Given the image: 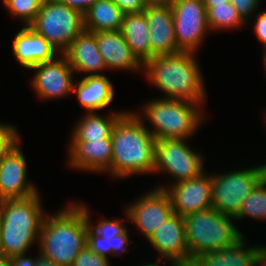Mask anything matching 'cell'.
Wrapping results in <instances>:
<instances>
[{
	"mask_svg": "<svg viewBox=\"0 0 266 266\" xmlns=\"http://www.w3.org/2000/svg\"><path fill=\"white\" fill-rule=\"evenodd\" d=\"M112 161L109 175L118 179L154 175L156 139L133 110L116 122L111 135Z\"/></svg>",
	"mask_w": 266,
	"mask_h": 266,
	"instance_id": "1",
	"label": "cell"
},
{
	"mask_svg": "<svg viewBox=\"0 0 266 266\" xmlns=\"http://www.w3.org/2000/svg\"><path fill=\"white\" fill-rule=\"evenodd\" d=\"M200 69L196 53L178 52L151 58L143 65V75L163 92L161 98L205 105L208 95Z\"/></svg>",
	"mask_w": 266,
	"mask_h": 266,
	"instance_id": "2",
	"label": "cell"
},
{
	"mask_svg": "<svg viewBox=\"0 0 266 266\" xmlns=\"http://www.w3.org/2000/svg\"><path fill=\"white\" fill-rule=\"evenodd\" d=\"M64 207V208H63ZM56 213H46L39 234V254L59 266H72L86 247L89 221L77 201L68 202Z\"/></svg>",
	"mask_w": 266,
	"mask_h": 266,
	"instance_id": "3",
	"label": "cell"
},
{
	"mask_svg": "<svg viewBox=\"0 0 266 266\" xmlns=\"http://www.w3.org/2000/svg\"><path fill=\"white\" fill-rule=\"evenodd\" d=\"M39 193L26 198L0 200V254L12 258L28 254L38 245L44 210Z\"/></svg>",
	"mask_w": 266,
	"mask_h": 266,
	"instance_id": "4",
	"label": "cell"
},
{
	"mask_svg": "<svg viewBox=\"0 0 266 266\" xmlns=\"http://www.w3.org/2000/svg\"><path fill=\"white\" fill-rule=\"evenodd\" d=\"M146 101L140 106L141 111L134 113L144 124L149 121L150 128L149 125L146 127L155 139L189 140L206 121L204 105L161 97Z\"/></svg>",
	"mask_w": 266,
	"mask_h": 266,
	"instance_id": "5",
	"label": "cell"
},
{
	"mask_svg": "<svg viewBox=\"0 0 266 266\" xmlns=\"http://www.w3.org/2000/svg\"><path fill=\"white\" fill-rule=\"evenodd\" d=\"M184 218L190 265L205 252L234 245L245 234L234 224L235 218L221 214L213 207L191 213Z\"/></svg>",
	"mask_w": 266,
	"mask_h": 266,
	"instance_id": "6",
	"label": "cell"
},
{
	"mask_svg": "<svg viewBox=\"0 0 266 266\" xmlns=\"http://www.w3.org/2000/svg\"><path fill=\"white\" fill-rule=\"evenodd\" d=\"M29 27L63 54L85 30L84 14L57 0H48L41 5Z\"/></svg>",
	"mask_w": 266,
	"mask_h": 266,
	"instance_id": "7",
	"label": "cell"
},
{
	"mask_svg": "<svg viewBox=\"0 0 266 266\" xmlns=\"http://www.w3.org/2000/svg\"><path fill=\"white\" fill-rule=\"evenodd\" d=\"M266 176V163L236 170L212 173V207L235 218L241 204Z\"/></svg>",
	"mask_w": 266,
	"mask_h": 266,
	"instance_id": "8",
	"label": "cell"
},
{
	"mask_svg": "<svg viewBox=\"0 0 266 266\" xmlns=\"http://www.w3.org/2000/svg\"><path fill=\"white\" fill-rule=\"evenodd\" d=\"M188 139H156L154 174H168L175 181L198 177L205 169L204 154L191 149Z\"/></svg>",
	"mask_w": 266,
	"mask_h": 266,
	"instance_id": "9",
	"label": "cell"
},
{
	"mask_svg": "<svg viewBox=\"0 0 266 266\" xmlns=\"http://www.w3.org/2000/svg\"><path fill=\"white\" fill-rule=\"evenodd\" d=\"M171 8L178 49L197 54L210 32L203 0H174Z\"/></svg>",
	"mask_w": 266,
	"mask_h": 266,
	"instance_id": "10",
	"label": "cell"
},
{
	"mask_svg": "<svg viewBox=\"0 0 266 266\" xmlns=\"http://www.w3.org/2000/svg\"><path fill=\"white\" fill-rule=\"evenodd\" d=\"M129 222L148 240L173 214L169 195L164 189L153 187L126 204Z\"/></svg>",
	"mask_w": 266,
	"mask_h": 266,
	"instance_id": "11",
	"label": "cell"
},
{
	"mask_svg": "<svg viewBox=\"0 0 266 266\" xmlns=\"http://www.w3.org/2000/svg\"><path fill=\"white\" fill-rule=\"evenodd\" d=\"M30 70L34 71L30 79L31 88L38 99L51 101L73 94L75 72L64 54L39 63Z\"/></svg>",
	"mask_w": 266,
	"mask_h": 266,
	"instance_id": "12",
	"label": "cell"
},
{
	"mask_svg": "<svg viewBox=\"0 0 266 266\" xmlns=\"http://www.w3.org/2000/svg\"><path fill=\"white\" fill-rule=\"evenodd\" d=\"M155 187L165 190L174 213L181 217L212 207V173L208 174L206 170L196 178Z\"/></svg>",
	"mask_w": 266,
	"mask_h": 266,
	"instance_id": "13",
	"label": "cell"
},
{
	"mask_svg": "<svg viewBox=\"0 0 266 266\" xmlns=\"http://www.w3.org/2000/svg\"><path fill=\"white\" fill-rule=\"evenodd\" d=\"M147 241L158 253L156 261L190 265L184 218L179 214L174 213Z\"/></svg>",
	"mask_w": 266,
	"mask_h": 266,
	"instance_id": "14",
	"label": "cell"
},
{
	"mask_svg": "<svg viewBox=\"0 0 266 266\" xmlns=\"http://www.w3.org/2000/svg\"><path fill=\"white\" fill-rule=\"evenodd\" d=\"M26 157L20 142L0 161V200L26 198L39 193L30 182Z\"/></svg>",
	"mask_w": 266,
	"mask_h": 266,
	"instance_id": "15",
	"label": "cell"
},
{
	"mask_svg": "<svg viewBox=\"0 0 266 266\" xmlns=\"http://www.w3.org/2000/svg\"><path fill=\"white\" fill-rule=\"evenodd\" d=\"M67 165L71 169L109 174L112 161L111 139L89 142L69 141Z\"/></svg>",
	"mask_w": 266,
	"mask_h": 266,
	"instance_id": "16",
	"label": "cell"
},
{
	"mask_svg": "<svg viewBox=\"0 0 266 266\" xmlns=\"http://www.w3.org/2000/svg\"><path fill=\"white\" fill-rule=\"evenodd\" d=\"M151 58L181 52L175 39L171 5L146 6Z\"/></svg>",
	"mask_w": 266,
	"mask_h": 266,
	"instance_id": "17",
	"label": "cell"
},
{
	"mask_svg": "<svg viewBox=\"0 0 266 266\" xmlns=\"http://www.w3.org/2000/svg\"><path fill=\"white\" fill-rule=\"evenodd\" d=\"M73 68L75 74L83 73L82 77L104 75L107 66L99 52L96 33L84 30L63 53ZM77 72V73H76ZM100 72V73H99Z\"/></svg>",
	"mask_w": 266,
	"mask_h": 266,
	"instance_id": "18",
	"label": "cell"
},
{
	"mask_svg": "<svg viewBox=\"0 0 266 266\" xmlns=\"http://www.w3.org/2000/svg\"><path fill=\"white\" fill-rule=\"evenodd\" d=\"M12 53L21 67L30 70L39 63L53 60L58 51L29 26H23L12 39Z\"/></svg>",
	"mask_w": 266,
	"mask_h": 266,
	"instance_id": "19",
	"label": "cell"
},
{
	"mask_svg": "<svg viewBox=\"0 0 266 266\" xmlns=\"http://www.w3.org/2000/svg\"><path fill=\"white\" fill-rule=\"evenodd\" d=\"M96 41L109 71L124 70L127 73L131 71L143 74V64L132 53L120 30L96 32Z\"/></svg>",
	"mask_w": 266,
	"mask_h": 266,
	"instance_id": "20",
	"label": "cell"
},
{
	"mask_svg": "<svg viewBox=\"0 0 266 266\" xmlns=\"http://www.w3.org/2000/svg\"><path fill=\"white\" fill-rule=\"evenodd\" d=\"M74 94L85 112L104 110L111 105L116 95L111 80L105 74L80 78L74 82Z\"/></svg>",
	"mask_w": 266,
	"mask_h": 266,
	"instance_id": "21",
	"label": "cell"
},
{
	"mask_svg": "<svg viewBox=\"0 0 266 266\" xmlns=\"http://www.w3.org/2000/svg\"><path fill=\"white\" fill-rule=\"evenodd\" d=\"M244 236L234 245L205 252L195 258L192 266H257L260 245L248 246Z\"/></svg>",
	"mask_w": 266,
	"mask_h": 266,
	"instance_id": "22",
	"label": "cell"
},
{
	"mask_svg": "<svg viewBox=\"0 0 266 266\" xmlns=\"http://www.w3.org/2000/svg\"><path fill=\"white\" fill-rule=\"evenodd\" d=\"M125 112L121 109L112 111L110 115H101L98 111L84 113L83 117L74 124L69 141L89 142L111 139L116 122Z\"/></svg>",
	"mask_w": 266,
	"mask_h": 266,
	"instance_id": "23",
	"label": "cell"
},
{
	"mask_svg": "<svg viewBox=\"0 0 266 266\" xmlns=\"http://www.w3.org/2000/svg\"><path fill=\"white\" fill-rule=\"evenodd\" d=\"M120 32L143 65L151 59L149 26L144 11L124 14Z\"/></svg>",
	"mask_w": 266,
	"mask_h": 266,
	"instance_id": "24",
	"label": "cell"
},
{
	"mask_svg": "<svg viewBox=\"0 0 266 266\" xmlns=\"http://www.w3.org/2000/svg\"><path fill=\"white\" fill-rule=\"evenodd\" d=\"M124 13L112 0H96L84 13V27L89 32L118 31Z\"/></svg>",
	"mask_w": 266,
	"mask_h": 266,
	"instance_id": "25",
	"label": "cell"
},
{
	"mask_svg": "<svg viewBox=\"0 0 266 266\" xmlns=\"http://www.w3.org/2000/svg\"><path fill=\"white\" fill-rule=\"evenodd\" d=\"M129 232L126 229L122 234L113 238H102L90 226L87 232L86 246L94 253L110 259L111 256L122 257V254L129 252L130 241Z\"/></svg>",
	"mask_w": 266,
	"mask_h": 266,
	"instance_id": "26",
	"label": "cell"
},
{
	"mask_svg": "<svg viewBox=\"0 0 266 266\" xmlns=\"http://www.w3.org/2000/svg\"><path fill=\"white\" fill-rule=\"evenodd\" d=\"M207 14V23L210 32L241 29L246 22L242 19L236 8L227 2L213 7H205Z\"/></svg>",
	"mask_w": 266,
	"mask_h": 266,
	"instance_id": "27",
	"label": "cell"
},
{
	"mask_svg": "<svg viewBox=\"0 0 266 266\" xmlns=\"http://www.w3.org/2000/svg\"><path fill=\"white\" fill-rule=\"evenodd\" d=\"M250 217L266 222V176L255 186L251 194L243 201L236 222Z\"/></svg>",
	"mask_w": 266,
	"mask_h": 266,
	"instance_id": "28",
	"label": "cell"
},
{
	"mask_svg": "<svg viewBox=\"0 0 266 266\" xmlns=\"http://www.w3.org/2000/svg\"><path fill=\"white\" fill-rule=\"evenodd\" d=\"M8 14L18 18L23 26H29L38 14L41 4L37 0H1Z\"/></svg>",
	"mask_w": 266,
	"mask_h": 266,
	"instance_id": "29",
	"label": "cell"
},
{
	"mask_svg": "<svg viewBox=\"0 0 266 266\" xmlns=\"http://www.w3.org/2000/svg\"><path fill=\"white\" fill-rule=\"evenodd\" d=\"M78 204L84 209L85 214L88 218L89 221V225L90 227L97 233L99 234L102 238H113L117 235L122 234L127 228L125 223L127 224V221H129L128 216L126 214V212L124 211V221L126 220V222L123 221V219H103L102 220H98L99 222L96 224L93 223L91 221V212L89 210V206L87 207L86 204L81 203L80 201H78Z\"/></svg>",
	"mask_w": 266,
	"mask_h": 266,
	"instance_id": "30",
	"label": "cell"
},
{
	"mask_svg": "<svg viewBox=\"0 0 266 266\" xmlns=\"http://www.w3.org/2000/svg\"><path fill=\"white\" fill-rule=\"evenodd\" d=\"M21 137L17 126L0 122V161L22 140Z\"/></svg>",
	"mask_w": 266,
	"mask_h": 266,
	"instance_id": "31",
	"label": "cell"
},
{
	"mask_svg": "<svg viewBox=\"0 0 266 266\" xmlns=\"http://www.w3.org/2000/svg\"><path fill=\"white\" fill-rule=\"evenodd\" d=\"M110 259L100 256L87 246L80 251L72 266H111Z\"/></svg>",
	"mask_w": 266,
	"mask_h": 266,
	"instance_id": "32",
	"label": "cell"
},
{
	"mask_svg": "<svg viewBox=\"0 0 266 266\" xmlns=\"http://www.w3.org/2000/svg\"><path fill=\"white\" fill-rule=\"evenodd\" d=\"M230 2L236 8L242 19L248 23L252 22L251 18L257 14L263 0H230Z\"/></svg>",
	"mask_w": 266,
	"mask_h": 266,
	"instance_id": "33",
	"label": "cell"
},
{
	"mask_svg": "<svg viewBox=\"0 0 266 266\" xmlns=\"http://www.w3.org/2000/svg\"><path fill=\"white\" fill-rule=\"evenodd\" d=\"M254 18L252 23L253 33L262 44L264 50L266 49V10L259 11Z\"/></svg>",
	"mask_w": 266,
	"mask_h": 266,
	"instance_id": "34",
	"label": "cell"
},
{
	"mask_svg": "<svg viewBox=\"0 0 266 266\" xmlns=\"http://www.w3.org/2000/svg\"><path fill=\"white\" fill-rule=\"evenodd\" d=\"M124 14L143 12L146 4L143 0H112Z\"/></svg>",
	"mask_w": 266,
	"mask_h": 266,
	"instance_id": "35",
	"label": "cell"
},
{
	"mask_svg": "<svg viewBox=\"0 0 266 266\" xmlns=\"http://www.w3.org/2000/svg\"><path fill=\"white\" fill-rule=\"evenodd\" d=\"M61 3H64L65 5L76 9L83 14L89 9L90 6L93 5V3L96 0H57Z\"/></svg>",
	"mask_w": 266,
	"mask_h": 266,
	"instance_id": "36",
	"label": "cell"
},
{
	"mask_svg": "<svg viewBox=\"0 0 266 266\" xmlns=\"http://www.w3.org/2000/svg\"><path fill=\"white\" fill-rule=\"evenodd\" d=\"M38 256L35 257L24 255H16L11 258L12 266H36V260Z\"/></svg>",
	"mask_w": 266,
	"mask_h": 266,
	"instance_id": "37",
	"label": "cell"
},
{
	"mask_svg": "<svg viewBox=\"0 0 266 266\" xmlns=\"http://www.w3.org/2000/svg\"><path fill=\"white\" fill-rule=\"evenodd\" d=\"M257 266H266V246H261L258 253Z\"/></svg>",
	"mask_w": 266,
	"mask_h": 266,
	"instance_id": "38",
	"label": "cell"
},
{
	"mask_svg": "<svg viewBox=\"0 0 266 266\" xmlns=\"http://www.w3.org/2000/svg\"><path fill=\"white\" fill-rule=\"evenodd\" d=\"M38 258L36 260V266H59L50 259L44 258L39 254V251L37 253Z\"/></svg>",
	"mask_w": 266,
	"mask_h": 266,
	"instance_id": "39",
	"label": "cell"
},
{
	"mask_svg": "<svg viewBox=\"0 0 266 266\" xmlns=\"http://www.w3.org/2000/svg\"><path fill=\"white\" fill-rule=\"evenodd\" d=\"M146 6L171 5L174 0H143Z\"/></svg>",
	"mask_w": 266,
	"mask_h": 266,
	"instance_id": "40",
	"label": "cell"
},
{
	"mask_svg": "<svg viewBox=\"0 0 266 266\" xmlns=\"http://www.w3.org/2000/svg\"><path fill=\"white\" fill-rule=\"evenodd\" d=\"M230 2V0H203L205 7H213Z\"/></svg>",
	"mask_w": 266,
	"mask_h": 266,
	"instance_id": "41",
	"label": "cell"
},
{
	"mask_svg": "<svg viewBox=\"0 0 266 266\" xmlns=\"http://www.w3.org/2000/svg\"><path fill=\"white\" fill-rule=\"evenodd\" d=\"M163 263V262H160V261H155V263H154V261H153V263H150V262H148V263H144V264H142V265H139V266H165V264H168V266H182V265H180V264H178V263H175V262H164L163 263V265H161V264Z\"/></svg>",
	"mask_w": 266,
	"mask_h": 266,
	"instance_id": "42",
	"label": "cell"
},
{
	"mask_svg": "<svg viewBox=\"0 0 266 266\" xmlns=\"http://www.w3.org/2000/svg\"><path fill=\"white\" fill-rule=\"evenodd\" d=\"M0 266H12L11 258L0 255Z\"/></svg>",
	"mask_w": 266,
	"mask_h": 266,
	"instance_id": "43",
	"label": "cell"
},
{
	"mask_svg": "<svg viewBox=\"0 0 266 266\" xmlns=\"http://www.w3.org/2000/svg\"><path fill=\"white\" fill-rule=\"evenodd\" d=\"M262 53H263V58L262 59L264 61V65L263 66H264V70H265V73H266V49H264Z\"/></svg>",
	"mask_w": 266,
	"mask_h": 266,
	"instance_id": "44",
	"label": "cell"
},
{
	"mask_svg": "<svg viewBox=\"0 0 266 266\" xmlns=\"http://www.w3.org/2000/svg\"><path fill=\"white\" fill-rule=\"evenodd\" d=\"M41 5L48 0H37Z\"/></svg>",
	"mask_w": 266,
	"mask_h": 266,
	"instance_id": "45",
	"label": "cell"
}]
</instances>
